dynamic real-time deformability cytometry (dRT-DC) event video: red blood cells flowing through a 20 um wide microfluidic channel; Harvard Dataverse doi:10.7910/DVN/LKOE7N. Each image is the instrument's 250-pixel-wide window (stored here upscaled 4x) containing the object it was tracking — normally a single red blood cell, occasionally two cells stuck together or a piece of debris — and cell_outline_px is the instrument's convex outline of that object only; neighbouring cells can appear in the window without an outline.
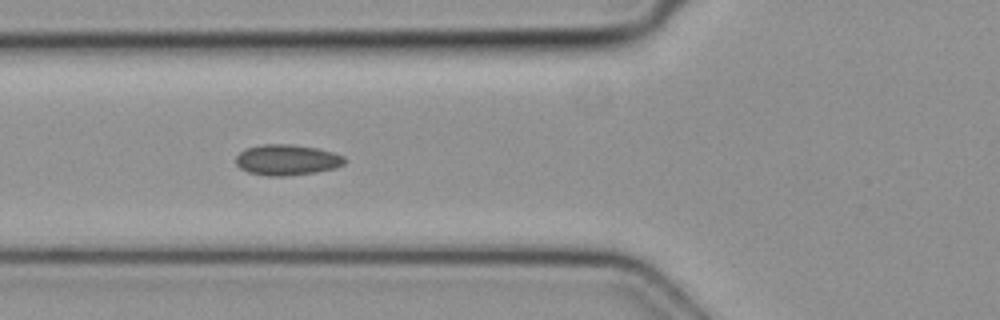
{"species": "common noctule bat (a hibernating species)", "species_latin": "Nyctalus noctula", "temperature_condition": "cold", "stored_images_in_passage": 6, "camera_frame_rate_fps": 3000, "um_per_image_px": 0.085, "animal": {"sex": "female", "body_mass_g": 19.3, "forearm_length_mm": 54.1}, "frame": {"image": 1, "passage_image": 4, "time_ms": 1.0, "image_size_px": [1000, 320], "cell_outline_px": [[348, 160], [344, 164], [336, 168], [316, 172], [288, 176], [268, 176], [248, 172], [240, 168], [236, 164], [236, 156], [240, 152], [248, 148], [264, 144], [288, 144], [316, 148], [332, 152], [344, 156]], "centroid_in_image_um": [24.42, 13.6], "position_along_channel_um": 101.4, "area_um2": 19.48}}
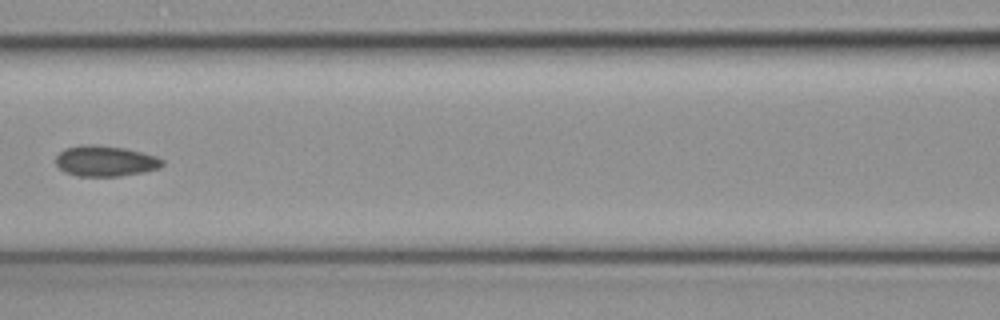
{"frame": {"image": 2, "passage_image": 5, "time_ms": 1.333, "image_size_px": [1000, 320], "cell_outline_px": [[164, 164], [160, 168], [144, 172], [120, 176], [76, 176], [64, 172], [56, 164], [56, 156], [64, 148], [80, 144], [96, 144], [128, 148], [156, 156], [164, 160]], "centroid_in_image_um": [8.96, 13.67], "position_along_channel_um": 157.6, "area_um2": 19.42}}